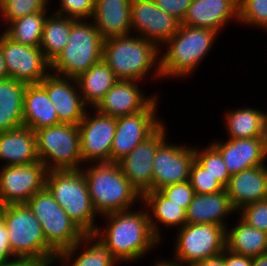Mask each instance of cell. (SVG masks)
<instances>
[{"mask_svg":"<svg viewBox=\"0 0 267 266\" xmlns=\"http://www.w3.org/2000/svg\"><path fill=\"white\" fill-rule=\"evenodd\" d=\"M102 217L107 218L108 224L104 230L97 227L94 235L112 252L117 264L140 259L160 241L152 231L146 209L113 212Z\"/></svg>","mask_w":267,"mask_h":266,"instance_id":"cell-1","label":"cell"},{"mask_svg":"<svg viewBox=\"0 0 267 266\" xmlns=\"http://www.w3.org/2000/svg\"><path fill=\"white\" fill-rule=\"evenodd\" d=\"M135 36L130 34L104 39L102 59L118 80H142L153 67L156 69L155 77L161 78L158 52L161 50L152 41L138 34Z\"/></svg>","mask_w":267,"mask_h":266,"instance_id":"cell-2","label":"cell"},{"mask_svg":"<svg viewBox=\"0 0 267 266\" xmlns=\"http://www.w3.org/2000/svg\"><path fill=\"white\" fill-rule=\"evenodd\" d=\"M89 166L88 170L81 169L97 214L103 216L129 210L141 199L118 163L100 162Z\"/></svg>","mask_w":267,"mask_h":266,"instance_id":"cell-3","label":"cell"},{"mask_svg":"<svg viewBox=\"0 0 267 266\" xmlns=\"http://www.w3.org/2000/svg\"><path fill=\"white\" fill-rule=\"evenodd\" d=\"M0 217L7 227L15 258L29 259L38 265H53L57 254L47 245L41 224L26 204L1 206Z\"/></svg>","mask_w":267,"mask_h":266,"instance_id":"cell-4","label":"cell"},{"mask_svg":"<svg viewBox=\"0 0 267 266\" xmlns=\"http://www.w3.org/2000/svg\"><path fill=\"white\" fill-rule=\"evenodd\" d=\"M46 187L84 234H94L97 212L93 206L82 169L49 170Z\"/></svg>","mask_w":267,"mask_h":266,"instance_id":"cell-5","label":"cell"},{"mask_svg":"<svg viewBox=\"0 0 267 266\" xmlns=\"http://www.w3.org/2000/svg\"><path fill=\"white\" fill-rule=\"evenodd\" d=\"M219 34L212 29L181 24L177 33L164 44L167 52L160 56L162 77L190 75L209 53Z\"/></svg>","mask_w":267,"mask_h":266,"instance_id":"cell-6","label":"cell"},{"mask_svg":"<svg viewBox=\"0 0 267 266\" xmlns=\"http://www.w3.org/2000/svg\"><path fill=\"white\" fill-rule=\"evenodd\" d=\"M85 20L73 21L67 45L50 64L52 73L76 79L102 60L104 38L93 21L90 24Z\"/></svg>","mask_w":267,"mask_h":266,"instance_id":"cell-7","label":"cell"},{"mask_svg":"<svg viewBox=\"0 0 267 266\" xmlns=\"http://www.w3.org/2000/svg\"><path fill=\"white\" fill-rule=\"evenodd\" d=\"M39 160L47 170L81 169L78 125L60 123L35 130Z\"/></svg>","mask_w":267,"mask_h":266,"instance_id":"cell-8","label":"cell"},{"mask_svg":"<svg viewBox=\"0 0 267 266\" xmlns=\"http://www.w3.org/2000/svg\"><path fill=\"white\" fill-rule=\"evenodd\" d=\"M177 231L174 260L183 266L218 256L226 248V228L223 226L186 223Z\"/></svg>","mask_w":267,"mask_h":266,"instance_id":"cell-9","label":"cell"},{"mask_svg":"<svg viewBox=\"0 0 267 266\" xmlns=\"http://www.w3.org/2000/svg\"><path fill=\"white\" fill-rule=\"evenodd\" d=\"M157 99L156 96L140 112L116 118V131L110 152V162L118 163L164 123L156 114L158 110Z\"/></svg>","mask_w":267,"mask_h":266,"instance_id":"cell-10","label":"cell"},{"mask_svg":"<svg viewBox=\"0 0 267 266\" xmlns=\"http://www.w3.org/2000/svg\"><path fill=\"white\" fill-rule=\"evenodd\" d=\"M0 49L7 66L8 78L27 85L37 84L50 73V63L39 46L15 42L3 32L0 36Z\"/></svg>","mask_w":267,"mask_h":266,"instance_id":"cell-11","label":"cell"},{"mask_svg":"<svg viewBox=\"0 0 267 266\" xmlns=\"http://www.w3.org/2000/svg\"><path fill=\"white\" fill-rule=\"evenodd\" d=\"M47 171L41 161L3 166L0 170V205L25 204L46 186Z\"/></svg>","mask_w":267,"mask_h":266,"instance_id":"cell-12","label":"cell"},{"mask_svg":"<svg viewBox=\"0 0 267 266\" xmlns=\"http://www.w3.org/2000/svg\"><path fill=\"white\" fill-rule=\"evenodd\" d=\"M94 111L95 114L92 116L87 111L78 124L81 157L84 163L110 162V152L116 131V117L103 114L97 109Z\"/></svg>","mask_w":267,"mask_h":266,"instance_id":"cell-13","label":"cell"},{"mask_svg":"<svg viewBox=\"0 0 267 266\" xmlns=\"http://www.w3.org/2000/svg\"><path fill=\"white\" fill-rule=\"evenodd\" d=\"M130 13L132 33H139L158 47L172 38L181 25L178 19L160 9L153 0H131Z\"/></svg>","mask_w":267,"mask_h":266,"instance_id":"cell-14","label":"cell"},{"mask_svg":"<svg viewBox=\"0 0 267 266\" xmlns=\"http://www.w3.org/2000/svg\"><path fill=\"white\" fill-rule=\"evenodd\" d=\"M164 123L118 162L123 174L140 195L153 188V160L158 147L167 139Z\"/></svg>","mask_w":267,"mask_h":266,"instance_id":"cell-15","label":"cell"},{"mask_svg":"<svg viewBox=\"0 0 267 266\" xmlns=\"http://www.w3.org/2000/svg\"><path fill=\"white\" fill-rule=\"evenodd\" d=\"M195 160L194 147L169 144L166 140L158 147L153 160V188L189 180L190 168Z\"/></svg>","mask_w":267,"mask_h":266,"instance_id":"cell-16","label":"cell"},{"mask_svg":"<svg viewBox=\"0 0 267 266\" xmlns=\"http://www.w3.org/2000/svg\"><path fill=\"white\" fill-rule=\"evenodd\" d=\"M40 84L46 89L61 123L78 125L82 121L87 110L76 79L50 72Z\"/></svg>","mask_w":267,"mask_h":266,"instance_id":"cell-17","label":"cell"},{"mask_svg":"<svg viewBox=\"0 0 267 266\" xmlns=\"http://www.w3.org/2000/svg\"><path fill=\"white\" fill-rule=\"evenodd\" d=\"M211 144L222 155L230 175L266 164L267 137L216 140Z\"/></svg>","mask_w":267,"mask_h":266,"instance_id":"cell-18","label":"cell"},{"mask_svg":"<svg viewBox=\"0 0 267 266\" xmlns=\"http://www.w3.org/2000/svg\"><path fill=\"white\" fill-rule=\"evenodd\" d=\"M136 82L118 80L94 109L116 118L144 110L156 96L146 98Z\"/></svg>","mask_w":267,"mask_h":266,"instance_id":"cell-19","label":"cell"},{"mask_svg":"<svg viewBox=\"0 0 267 266\" xmlns=\"http://www.w3.org/2000/svg\"><path fill=\"white\" fill-rule=\"evenodd\" d=\"M239 0H192L181 24L220 32L230 21L238 20Z\"/></svg>","mask_w":267,"mask_h":266,"instance_id":"cell-20","label":"cell"},{"mask_svg":"<svg viewBox=\"0 0 267 266\" xmlns=\"http://www.w3.org/2000/svg\"><path fill=\"white\" fill-rule=\"evenodd\" d=\"M225 190L237 211L246 204L267 199V165L232 174Z\"/></svg>","mask_w":267,"mask_h":266,"instance_id":"cell-21","label":"cell"},{"mask_svg":"<svg viewBox=\"0 0 267 266\" xmlns=\"http://www.w3.org/2000/svg\"><path fill=\"white\" fill-rule=\"evenodd\" d=\"M130 5L131 0H95L91 19L104 39L132 33Z\"/></svg>","mask_w":267,"mask_h":266,"instance_id":"cell-22","label":"cell"},{"mask_svg":"<svg viewBox=\"0 0 267 266\" xmlns=\"http://www.w3.org/2000/svg\"><path fill=\"white\" fill-rule=\"evenodd\" d=\"M0 160L4 166L32 164L39 160L36 135L29 127L0 132Z\"/></svg>","mask_w":267,"mask_h":266,"instance_id":"cell-23","label":"cell"},{"mask_svg":"<svg viewBox=\"0 0 267 266\" xmlns=\"http://www.w3.org/2000/svg\"><path fill=\"white\" fill-rule=\"evenodd\" d=\"M236 213L226 190L212 194H196L186 211L190 224H217L227 229V215Z\"/></svg>","mask_w":267,"mask_h":266,"instance_id":"cell-24","label":"cell"},{"mask_svg":"<svg viewBox=\"0 0 267 266\" xmlns=\"http://www.w3.org/2000/svg\"><path fill=\"white\" fill-rule=\"evenodd\" d=\"M23 118L24 126L33 131L61 123L46 89L40 83L26 86L23 98Z\"/></svg>","mask_w":267,"mask_h":266,"instance_id":"cell-25","label":"cell"},{"mask_svg":"<svg viewBox=\"0 0 267 266\" xmlns=\"http://www.w3.org/2000/svg\"><path fill=\"white\" fill-rule=\"evenodd\" d=\"M141 200L145 203V206L149 207L153 212V214H151L152 212H149L148 208L146 209L152 231L159 240H161V233H159L160 228H158L157 221L168 228L170 226H179L177 229L183 227L187 223L186 210L169 200L159 190H150L143 193L141 195Z\"/></svg>","mask_w":267,"mask_h":266,"instance_id":"cell-26","label":"cell"},{"mask_svg":"<svg viewBox=\"0 0 267 266\" xmlns=\"http://www.w3.org/2000/svg\"><path fill=\"white\" fill-rule=\"evenodd\" d=\"M26 86L13 78L0 80V132L24 126L23 98Z\"/></svg>","mask_w":267,"mask_h":266,"instance_id":"cell-27","label":"cell"},{"mask_svg":"<svg viewBox=\"0 0 267 266\" xmlns=\"http://www.w3.org/2000/svg\"><path fill=\"white\" fill-rule=\"evenodd\" d=\"M92 241L95 242L93 243ZM82 243L84 246L86 244H90V247L85 246L87 248L84 249L83 252L81 250V253H77V250H79L78 248L83 246L81 245ZM73 256H75L76 259H73ZM71 257L72 260L75 261H73L74 263L72 265H69ZM57 260L59 262L61 261L63 266H114L117 265L116 263L118 262V260L113 256L112 252L94 234H85L82 239L73 247L58 253L56 255L55 262Z\"/></svg>","mask_w":267,"mask_h":266,"instance_id":"cell-28","label":"cell"},{"mask_svg":"<svg viewBox=\"0 0 267 266\" xmlns=\"http://www.w3.org/2000/svg\"><path fill=\"white\" fill-rule=\"evenodd\" d=\"M84 103L95 108L118 81L113 70L100 60L76 78Z\"/></svg>","mask_w":267,"mask_h":266,"instance_id":"cell-29","label":"cell"},{"mask_svg":"<svg viewBox=\"0 0 267 266\" xmlns=\"http://www.w3.org/2000/svg\"><path fill=\"white\" fill-rule=\"evenodd\" d=\"M36 218L42 226L47 245L56 254L73 247L85 235L68 215Z\"/></svg>","mask_w":267,"mask_h":266,"instance_id":"cell-30","label":"cell"},{"mask_svg":"<svg viewBox=\"0 0 267 266\" xmlns=\"http://www.w3.org/2000/svg\"><path fill=\"white\" fill-rule=\"evenodd\" d=\"M230 111L224 119L229 139L267 137V113L249 107Z\"/></svg>","mask_w":267,"mask_h":266,"instance_id":"cell-31","label":"cell"},{"mask_svg":"<svg viewBox=\"0 0 267 266\" xmlns=\"http://www.w3.org/2000/svg\"><path fill=\"white\" fill-rule=\"evenodd\" d=\"M226 248L249 257L267 253V233L249 226L239 217L235 227L226 229Z\"/></svg>","mask_w":267,"mask_h":266,"instance_id":"cell-32","label":"cell"},{"mask_svg":"<svg viewBox=\"0 0 267 266\" xmlns=\"http://www.w3.org/2000/svg\"><path fill=\"white\" fill-rule=\"evenodd\" d=\"M74 20V18L65 17L56 13L47 16L39 47L43 51L45 59L50 64L67 45Z\"/></svg>","mask_w":267,"mask_h":266,"instance_id":"cell-33","label":"cell"},{"mask_svg":"<svg viewBox=\"0 0 267 266\" xmlns=\"http://www.w3.org/2000/svg\"><path fill=\"white\" fill-rule=\"evenodd\" d=\"M47 9L43 12L26 15L8 23L4 33L13 41L37 47L40 46Z\"/></svg>","mask_w":267,"mask_h":266,"instance_id":"cell-34","label":"cell"},{"mask_svg":"<svg viewBox=\"0 0 267 266\" xmlns=\"http://www.w3.org/2000/svg\"><path fill=\"white\" fill-rule=\"evenodd\" d=\"M194 153L195 160L226 187L231 175L220 152L212 144H209L205 150L201 151L194 147Z\"/></svg>","mask_w":267,"mask_h":266,"instance_id":"cell-35","label":"cell"},{"mask_svg":"<svg viewBox=\"0 0 267 266\" xmlns=\"http://www.w3.org/2000/svg\"><path fill=\"white\" fill-rule=\"evenodd\" d=\"M48 0H0V13L6 24L36 12H43L48 7Z\"/></svg>","mask_w":267,"mask_h":266,"instance_id":"cell-36","label":"cell"},{"mask_svg":"<svg viewBox=\"0 0 267 266\" xmlns=\"http://www.w3.org/2000/svg\"><path fill=\"white\" fill-rule=\"evenodd\" d=\"M238 21L267 30V0H239Z\"/></svg>","mask_w":267,"mask_h":266,"instance_id":"cell-37","label":"cell"},{"mask_svg":"<svg viewBox=\"0 0 267 266\" xmlns=\"http://www.w3.org/2000/svg\"><path fill=\"white\" fill-rule=\"evenodd\" d=\"M189 182L196 194H212L225 190V187L196 160L190 168Z\"/></svg>","mask_w":267,"mask_h":266,"instance_id":"cell-38","label":"cell"},{"mask_svg":"<svg viewBox=\"0 0 267 266\" xmlns=\"http://www.w3.org/2000/svg\"><path fill=\"white\" fill-rule=\"evenodd\" d=\"M25 204L29 207L35 217L67 215L63 208L55 201L52 193L46 186L35 193Z\"/></svg>","mask_w":267,"mask_h":266,"instance_id":"cell-39","label":"cell"},{"mask_svg":"<svg viewBox=\"0 0 267 266\" xmlns=\"http://www.w3.org/2000/svg\"><path fill=\"white\" fill-rule=\"evenodd\" d=\"M238 211L249 226L267 233V199L246 204Z\"/></svg>","mask_w":267,"mask_h":266,"instance_id":"cell-40","label":"cell"},{"mask_svg":"<svg viewBox=\"0 0 267 266\" xmlns=\"http://www.w3.org/2000/svg\"><path fill=\"white\" fill-rule=\"evenodd\" d=\"M56 14L74 19L92 18L95 0H60Z\"/></svg>","mask_w":267,"mask_h":266,"instance_id":"cell-41","label":"cell"},{"mask_svg":"<svg viewBox=\"0 0 267 266\" xmlns=\"http://www.w3.org/2000/svg\"><path fill=\"white\" fill-rule=\"evenodd\" d=\"M165 197L172 202L180 205L186 211L188 210L189 204L194 199L196 193L192 188L189 180L168 185L159 190Z\"/></svg>","mask_w":267,"mask_h":266,"instance_id":"cell-42","label":"cell"},{"mask_svg":"<svg viewBox=\"0 0 267 266\" xmlns=\"http://www.w3.org/2000/svg\"><path fill=\"white\" fill-rule=\"evenodd\" d=\"M155 4L167 14L178 19L181 23L192 0H153Z\"/></svg>","mask_w":267,"mask_h":266,"instance_id":"cell-43","label":"cell"},{"mask_svg":"<svg viewBox=\"0 0 267 266\" xmlns=\"http://www.w3.org/2000/svg\"><path fill=\"white\" fill-rule=\"evenodd\" d=\"M7 227L0 217V265L15 259L9 243ZM12 258V259H11Z\"/></svg>","mask_w":267,"mask_h":266,"instance_id":"cell-44","label":"cell"},{"mask_svg":"<svg viewBox=\"0 0 267 266\" xmlns=\"http://www.w3.org/2000/svg\"><path fill=\"white\" fill-rule=\"evenodd\" d=\"M224 263L225 266H252V257L234 253L225 248Z\"/></svg>","mask_w":267,"mask_h":266,"instance_id":"cell-45","label":"cell"},{"mask_svg":"<svg viewBox=\"0 0 267 266\" xmlns=\"http://www.w3.org/2000/svg\"><path fill=\"white\" fill-rule=\"evenodd\" d=\"M192 266H225L224 251L218 256L196 262Z\"/></svg>","mask_w":267,"mask_h":266,"instance_id":"cell-46","label":"cell"},{"mask_svg":"<svg viewBox=\"0 0 267 266\" xmlns=\"http://www.w3.org/2000/svg\"><path fill=\"white\" fill-rule=\"evenodd\" d=\"M0 266H38V264L29 259L15 258L9 262L3 263Z\"/></svg>","mask_w":267,"mask_h":266,"instance_id":"cell-47","label":"cell"},{"mask_svg":"<svg viewBox=\"0 0 267 266\" xmlns=\"http://www.w3.org/2000/svg\"><path fill=\"white\" fill-rule=\"evenodd\" d=\"M252 266H267V253L252 257Z\"/></svg>","mask_w":267,"mask_h":266,"instance_id":"cell-48","label":"cell"},{"mask_svg":"<svg viewBox=\"0 0 267 266\" xmlns=\"http://www.w3.org/2000/svg\"><path fill=\"white\" fill-rule=\"evenodd\" d=\"M8 78L7 66L5 63V59L3 53L0 49V80Z\"/></svg>","mask_w":267,"mask_h":266,"instance_id":"cell-49","label":"cell"},{"mask_svg":"<svg viewBox=\"0 0 267 266\" xmlns=\"http://www.w3.org/2000/svg\"><path fill=\"white\" fill-rule=\"evenodd\" d=\"M154 264H155L154 266H183V265H181V264H179V263H177L175 261H172V260L171 261L170 260L169 261L168 260L165 261V259L162 260V261L158 260Z\"/></svg>","mask_w":267,"mask_h":266,"instance_id":"cell-50","label":"cell"},{"mask_svg":"<svg viewBox=\"0 0 267 266\" xmlns=\"http://www.w3.org/2000/svg\"><path fill=\"white\" fill-rule=\"evenodd\" d=\"M49 265H51V264H43V265H38V266H49Z\"/></svg>","mask_w":267,"mask_h":266,"instance_id":"cell-51","label":"cell"}]
</instances>
